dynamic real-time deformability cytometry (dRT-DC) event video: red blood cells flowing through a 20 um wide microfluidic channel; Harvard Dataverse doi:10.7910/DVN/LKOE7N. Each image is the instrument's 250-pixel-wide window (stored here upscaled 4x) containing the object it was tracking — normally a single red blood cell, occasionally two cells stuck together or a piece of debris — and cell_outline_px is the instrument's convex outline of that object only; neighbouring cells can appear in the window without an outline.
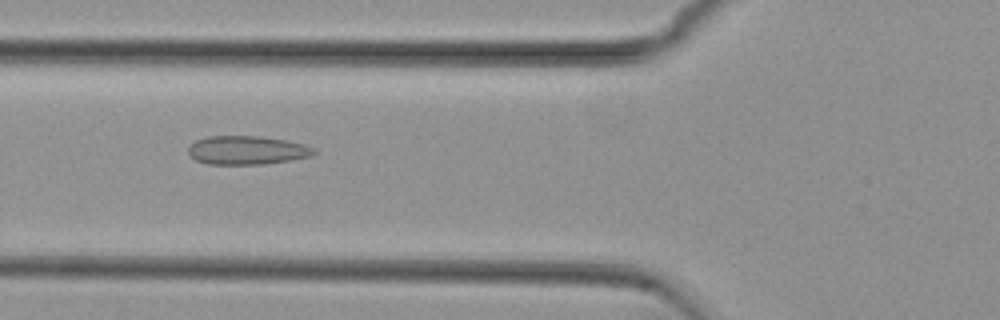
{"species": "common noctule bat (a hibernating species)", "species_latin": "Nyctalus noctula", "temperature_condition": "cold", "stored_images_in_passage": 54, "camera_frame_rate_fps": 3000, "um_per_image_px": 0.085, "animal": {"sex": "female", "body_mass_g": 29.2, "forearm_length_mm": 56.3}, "frame": {"image": 1, "passage_image": 20, "time_ms": 6.333, "image_size_px": [1000, 320], "cell_outline_px": [[316, 152], [312, 156], [292, 160], [264, 164], [208, 164], [196, 160], [188, 156], [188, 144], [196, 140], [208, 136], [260, 136], [288, 140], [304, 144], [316, 148]], "centroid_in_image_um": [20.99, 12.76], "position_along_channel_um": 104.8, "area_um2": 21.33}}
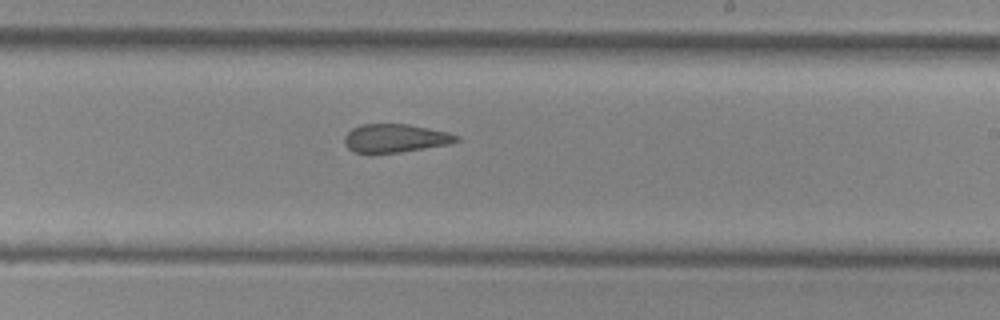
{"frame": {"image": 2, "passage_image": 32, "time_ms": 10.333, "image_size_px": [1000, 320], "cell_outline_px": [[460, 140], [448, 144], [400, 152], [368, 156], [352, 152], [344, 144], [344, 136], [352, 128], [360, 124], [408, 124], [448, 132], [460, 136]], "centroid_in_image_um": [33.52, 11.78], "position_along_channel_um": 255.5, "area_um2": 19.07}}
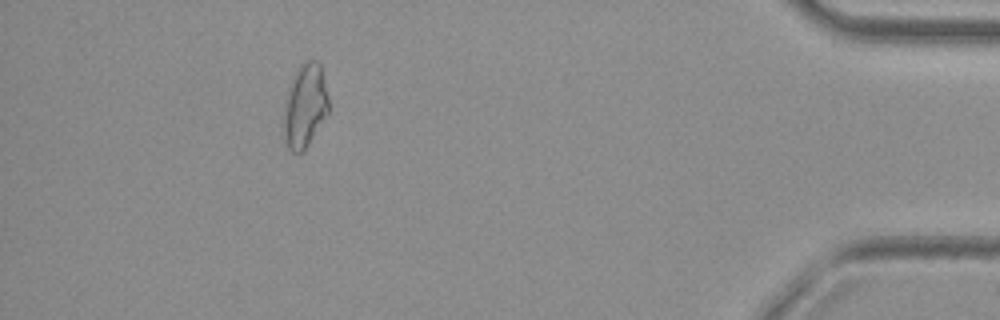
{"frame": {"image": 3, "passage_image": 49, "time_ms": 16.0, "image_size_px": [1000, 320], "cell_outline_px": [[328, 112], [308, 144], [300, 152], [292, 152], [288, 148], [284, 140], [284, 104], [292, 76], [296, 68], [300, 64], [308, 60], [316, 60], [320, 64], [324, 76], [328, 96]], "centroid_in_image_um": [25.91, 8.94], "position_along_channel_um": 409.3, "area_um2": 21.79}, "authors_computed_cell_mechanics": {"area_um2": 21.0103, "velocity_mm_per_s": 3.7618, "shape_relaxation_time_tau1_ms": null, "shape_relaxation_time_tau2_ms": 3.2528, "deformation_change_tau1": null, "deformation_change_tau2": 0.0931}}